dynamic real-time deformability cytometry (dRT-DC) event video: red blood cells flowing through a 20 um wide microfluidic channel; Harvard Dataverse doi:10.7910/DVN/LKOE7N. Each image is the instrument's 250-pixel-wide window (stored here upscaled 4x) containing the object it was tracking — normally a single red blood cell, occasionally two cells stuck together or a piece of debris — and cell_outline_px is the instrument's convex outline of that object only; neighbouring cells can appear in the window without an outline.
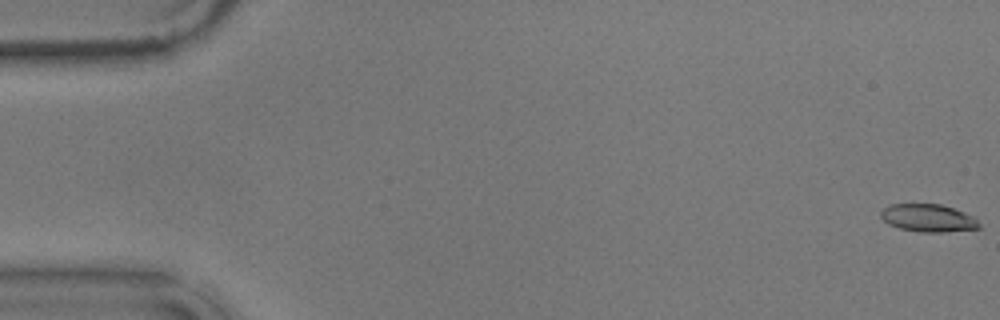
{"species": "common noctule bat (a hibernating species)", "species_latin": "Nyctalus noctula", "temperature_condition": "warm", "stored_images_in_passage": 57, "camera_frame_rate_fps": 3000, "um_per_image_px": 0.085, "animal": {"sex": "male", "body_mass_g": 17.9}, "frame": {"image": 1, "passage_image": 1, "time_ms": 0.0, "image_size_px": [1000, 320], "cell_outline_px": [[980, 228], [944, 232], [920, 232], [900, 228], [888, 224], [880, 216], [880, 212], [888, 204], [940, 204], [976, 216], [980, 224]], "centroid_in_image_um": [78.91, 18.53], "position_along_channel_um": 6.1, "area_um2": 15.95}}
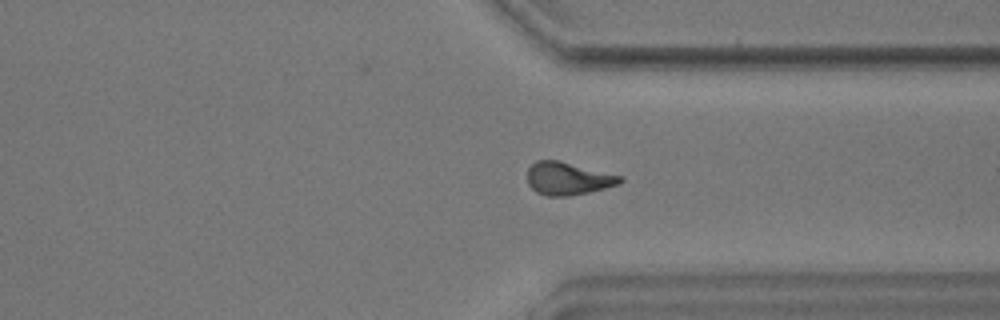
{"frame": {"image": 2, "passage_image": 43, "time_ms": 14.0, "image_size_px": [1000, 320], "cell_outline_px": [[624, 180], [620, 184], [588, 192], [568, 196], [548, 196], [536, 192], [528, 184], [528, 168], [536, 160], [560, 160], [620, 176]], "centroid_in_image_um": [48.25, 15.17], "position_along_channel_um": 363.1, "area_um2": 17.57}}
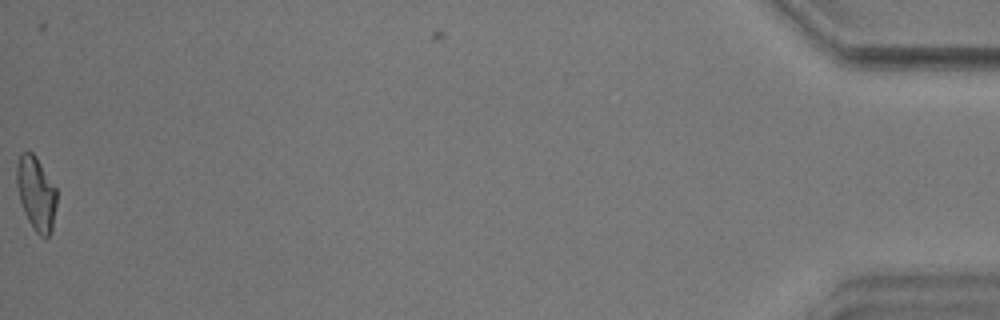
{"frame": {"image": 3, "passage_image": 57, "time_ms": 18.667, "image_size_px": [1000, 320], "cell_outline_px": [[56, 204], [52, 228], [48, 236], [40, 236], [36, 232], [28, 220], [24, 212], [20, 200], [16, 184], [16, 164], [20, 152], [32, 152], [36, 156], [56, 188]], "centroid_in_image_um": [3.05, 16.4], "position_along_channel_um": 432.1, "area_um2": 17.11}, "authors_computed_cell_mechanics": {"area_um2": 17.2244, "velocity_mm_per_s": 3.6096, "shape_relaxation_time_tau1_ms": null, "shape_relaxation_time_tau2_ms": 2.7582, "deformation_change_tau1": null, "deformation_change_tau2": 0.099}}